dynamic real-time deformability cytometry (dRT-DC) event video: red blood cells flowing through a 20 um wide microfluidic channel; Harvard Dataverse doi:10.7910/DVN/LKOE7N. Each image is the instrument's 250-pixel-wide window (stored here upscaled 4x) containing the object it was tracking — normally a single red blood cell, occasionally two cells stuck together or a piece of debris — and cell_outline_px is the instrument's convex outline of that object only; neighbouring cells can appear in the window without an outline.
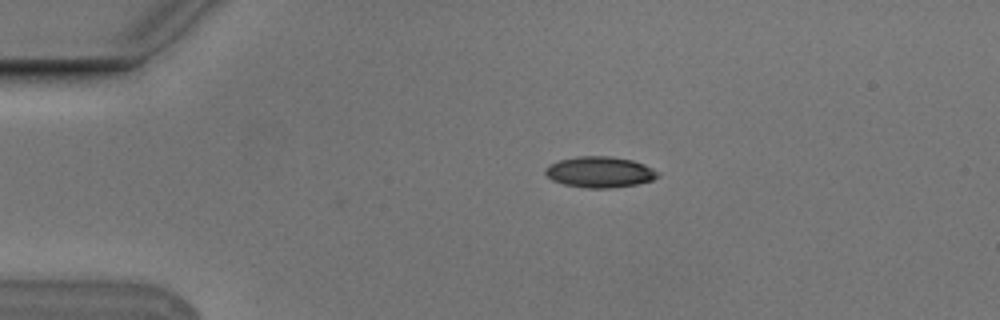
{"species": "Egyptian fruit bat (a non-hibernating species)", "species_latin": "Rousettus aegyptiacus", "temperature_condition": "cold", "stored_images_in_passage": 4, "camera_frame_rate_fps": 3000, "um_per_image_px": 0.085, "animal": {"sex": "male"}, "frame": {"image": 1, "passage_image": 4, "time_ms": 1.0, "image_size_px": [1000, 320], "cell_outline_px": [[660, 176], [652, 180], [636, 184], [612, 188], [588, 188], [564, 184], [552, 180], [544, 172], [544, 168], [548, 164], [560, 160], [580, 156], [612, 156], [632, 160], [644, 164], [660, 172]], "centroid_in_image_um": [50.99, 14.62], "position_along_channel_um": 34.0, "area_um2": 20.35}}